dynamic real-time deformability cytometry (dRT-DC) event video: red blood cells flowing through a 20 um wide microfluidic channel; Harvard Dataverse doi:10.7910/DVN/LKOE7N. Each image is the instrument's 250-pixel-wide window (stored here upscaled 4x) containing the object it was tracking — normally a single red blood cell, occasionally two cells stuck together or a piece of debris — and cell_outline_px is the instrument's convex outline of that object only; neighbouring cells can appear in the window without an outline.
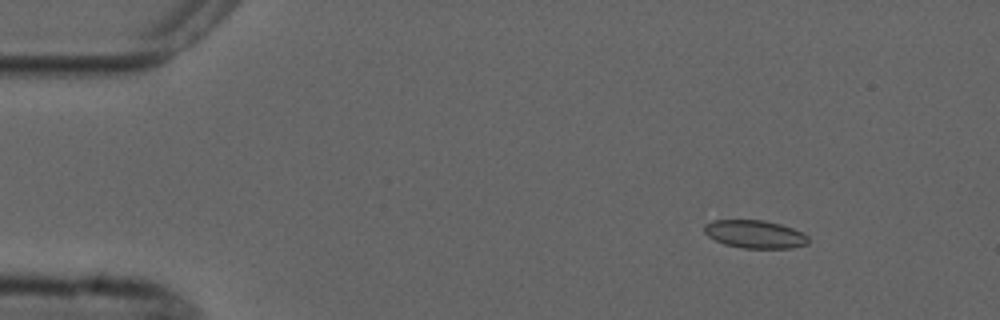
{"species": "common noctule bat (a hibernating species)", "species_latin": "Nyctalus noctula", "temperature_condition": "cold", "stored_images_in_passage": 4, "camera_frame_rate_fps": 3000, "um_per_image_px": 0.085, "animal": {"sex": "male", "forearm_length_mm": 52.5}, "frame": {"image": 1, "passage_image": 2, "time_ms": 1.0, "image_size_px": [1000, 320], "cell_outline_px": [[808, 244], [792, 248], [744, 248], [724, 244], [708, 236], [704, 232], [704, 224], [712, 220], [764, 220], [780, 224], [804, 232], [808, 236]], "centroid_in_image_um": [64.18, 19.9], "position_along_channel_um": 20.8, "area_um2": 17.05}}
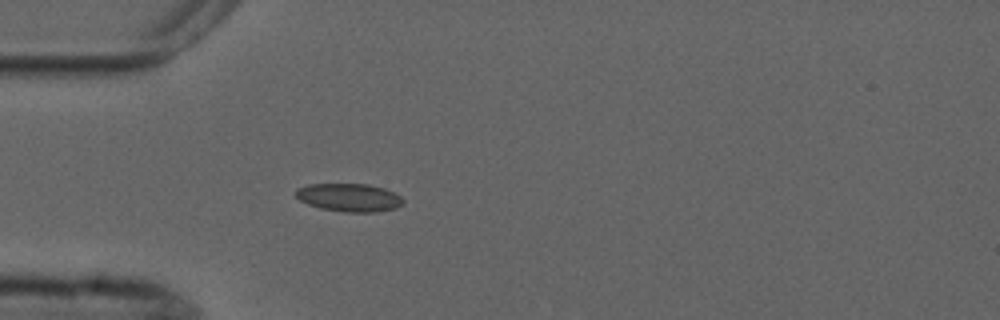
{"frame": {"image": 2, "passage_image": 4, "time_ms": 4.0, "image_size_px": [1000, 320], "cell_outline_px": [[404, 204], [396, 208], [372, 212], [344, 212], [320, 208], [308, 204], [300, 200], [296, 196], [296, 188], [308, 184], [368, 184], [384, 188], [396, 192], [404, 200]], "centroid_in_image_um": [29.7, 16.78], "position_along_channel_um": 55.3, "area_um2": 17.69}}